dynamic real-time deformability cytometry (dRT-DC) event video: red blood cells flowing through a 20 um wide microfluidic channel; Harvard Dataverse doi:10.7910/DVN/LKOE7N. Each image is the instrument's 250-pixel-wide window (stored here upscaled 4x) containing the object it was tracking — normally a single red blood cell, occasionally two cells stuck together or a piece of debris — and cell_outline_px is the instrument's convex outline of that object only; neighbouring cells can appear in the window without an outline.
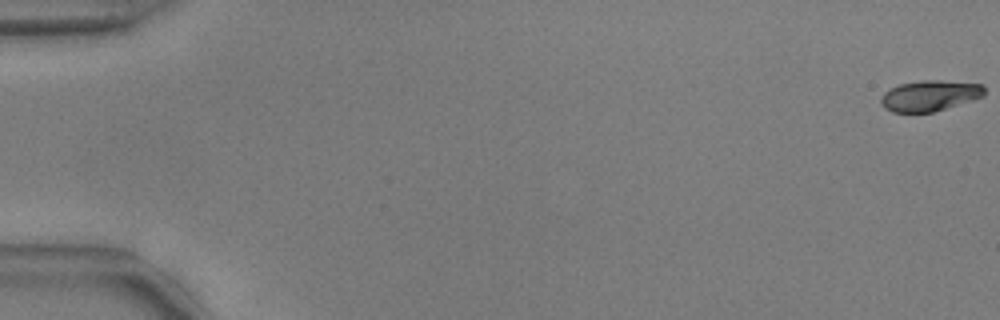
{"species": "common noctule bat (a hibernating species)", "species_latin": "Nyctalus noctula", "temperature_condition": "warm", "stored_images_in_passage": 11, "camera_frame_rate_fps": 3000, "um_per_image_px": 0.085, "animal": {"sex": "male", "body_mass_g": 17.9, "forearm_length_mm": 54.2}, "frame": {"image": 1, "passage_image": 1, "time_ms": 0.0, "image_size_px": [1000, 320], "cell_outline_px": [[984, 96], [972, 100], [932, 112], [892, 112], [884, 108], [880, 104], [880, 100], [884, 92], [900, 84], [924, 80], [940, 80], [984, 84]], "centroid_in_image_um": [79.02, 8.13], "position_along_channel_um": 6.0, "area_um2": 18.44}}